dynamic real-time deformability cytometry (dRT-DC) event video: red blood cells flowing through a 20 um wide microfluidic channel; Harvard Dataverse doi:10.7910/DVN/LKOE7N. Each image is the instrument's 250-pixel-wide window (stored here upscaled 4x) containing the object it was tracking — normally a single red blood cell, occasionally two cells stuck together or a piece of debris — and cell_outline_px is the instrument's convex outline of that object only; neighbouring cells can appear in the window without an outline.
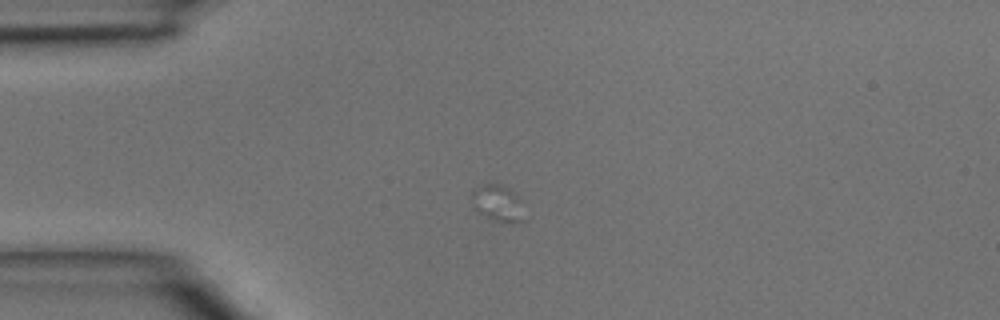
{"species": "common noctule bat (a hibernating species)", "species_latin": "Nyctalus noctula", "temperature_condition": "room temperature", "stored_images_in_passage": 3, "camera_frame_rate_fps": 3000, "um_per_image_px": 0.085, "animal": {"sex": "male", "body_mass_g": 15.6}, "frame": {"image": 1, "passage_image": 2, "time_ms": 0.333, "image_size_px": [1000, 320], "cell_outline_px": [[528, 220], [516, 224], [496, 220], [476, 212], [472, 208], [472, 192], [476, 188], [488, 180], [504, 184], [516, 196]], "centroid_in_image_um": [42.3, 17.26], "position_along_channel_um": 42.7, "area_um2": 11.62}}